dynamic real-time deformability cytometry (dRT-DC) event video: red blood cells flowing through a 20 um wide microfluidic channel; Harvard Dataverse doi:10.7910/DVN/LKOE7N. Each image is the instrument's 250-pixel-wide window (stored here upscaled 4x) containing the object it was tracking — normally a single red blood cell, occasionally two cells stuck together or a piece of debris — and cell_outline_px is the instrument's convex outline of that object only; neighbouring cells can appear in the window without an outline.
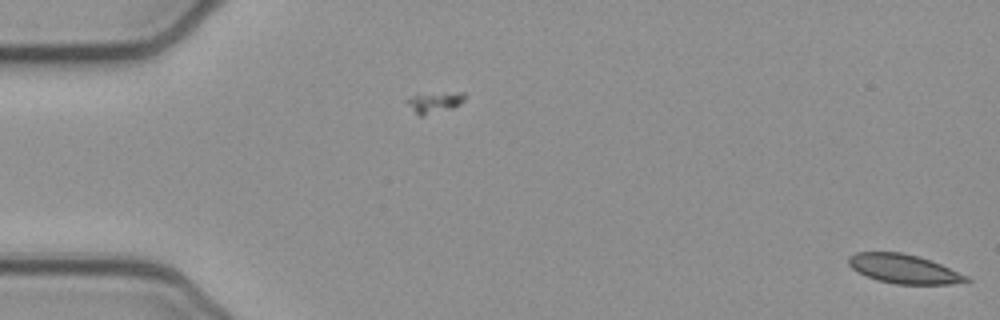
{"species": "common noctule bat (a hibernating species)", "species_latin": "Nyctalus noctula", "temperature_condition": "cold", "stored_images_in_passage": 8, "camera_frame_rate_fps": 3000, "um_per_image_px": 0.085, "animal": {"sex": "female", "body_mass_g": 21.9}, "frame": {"image": 1, "passage_image": 8, "time_ms": 2.333, "image_size_px": [1000, 320], "cell_outline_px": [[972, 280], [948, 284], [896, 284], [876, 280], [856, 272], [848, 264], [848, 256], [856, 252], [900, 252], [916, 256], [940, 264], [968, 276]], "centroid_in_image_um": [76.77, 22.86], "position_along_channel_um": 8.2, "area_um2": 19.83}}